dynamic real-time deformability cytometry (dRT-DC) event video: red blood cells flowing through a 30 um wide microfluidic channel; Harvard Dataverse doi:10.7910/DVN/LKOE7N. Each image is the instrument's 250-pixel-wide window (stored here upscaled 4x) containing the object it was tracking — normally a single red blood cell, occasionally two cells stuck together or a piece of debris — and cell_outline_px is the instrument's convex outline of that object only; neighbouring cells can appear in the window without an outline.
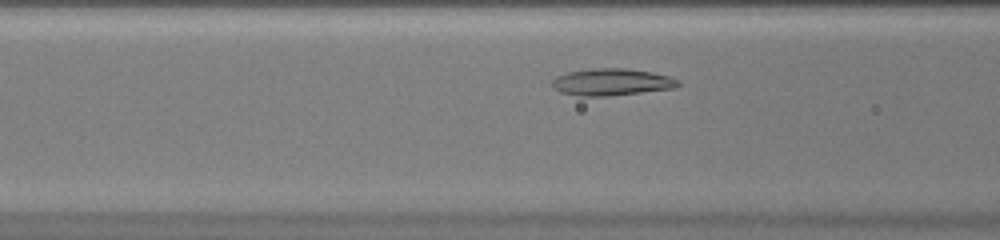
{"species": "common noctule bat (a hibernating species)", "species_latin": "Nyctalus noctula", "temperature_condition": "warm", "stored_images_in_passage": 30, "camera_frame_rate_fps": 3000, "um_per_image_px": 0.085, "animal": {"sex": "female", "body_mass_g": 20.0, "forearm_length_mm": 54.0}, "frame": {"image": 1, "passage_image": 7, "time_ms": 2.0, "image_size_px": [1000, 240], "cell_outline_px": [[680, 84], [676, 88], [608, 96], [580, 96], [560, 92], [552, 88], [552, 80], [556, 76], [568, 72], [592, 68], [624, 68], [652, 72], [668, 76], [680, 80]], "centroid_in_image_um": [51.98, 6.97], "position_along_channel_um": 114.6, "area_um2": 19.88}}
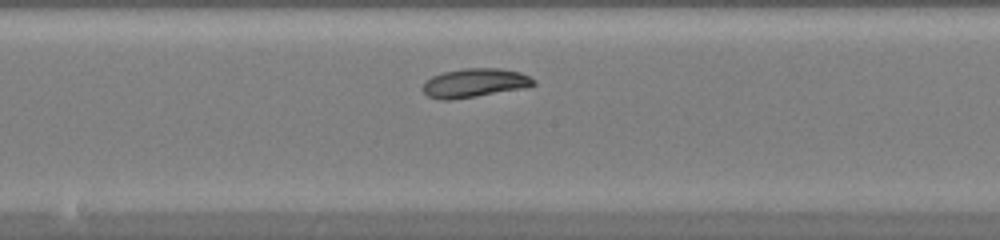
{"frame": {"image": 2, "passage_image": 14, "time_ms": 4.333, "image_size_px": [1000, 240], "cell_outline_px": [[536, 84], [524, 88], [452, 100], [440, 100], [428, 96], [424, 92], [424, 80], [432, 76], [444, 72], [464, 68], [500, 68], [520, 72], [536, 80]], "centroid_in_image_um": [40.34, 7.04], "position_along_channel_um": 207.9, "area_um2": 18.61}}
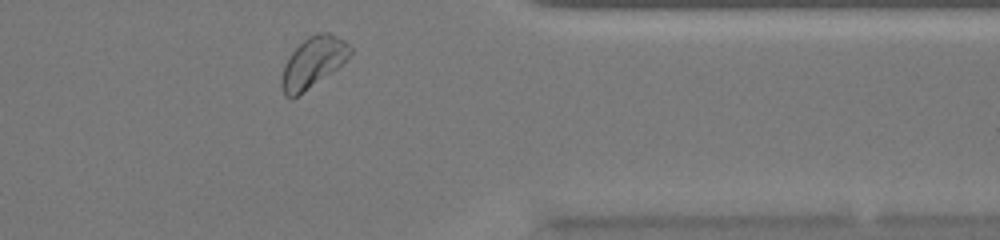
{"frame": {"image": 3, "passage_image": 28, "time_ms": 9.0, "image_size_px": [1000, 240], "cell_outline_px": [[352, 52], [336, 68], [296, 96], [284, 96], [280, 84], [280, 80], [284, 64], [288, 56], [308, 36], [316, 32], [328, 32], [344, 40], [352, 48]], "centroid_in_image_um": [26.57, 5.26], "position_along_channel_um": 384.8, "area_um2": 19.65}, "authors_computed_cell_mechanics": {"area_um2": 18.6405, "velocity_mm_per_s": 4.0094, "shape_relaxation_time_tau1_ms": 2.7343, "shape_relaxation_time_tau2_ms": null, "deformation_change_tau1": 0.1192, "deformation_change_tau2": null}}